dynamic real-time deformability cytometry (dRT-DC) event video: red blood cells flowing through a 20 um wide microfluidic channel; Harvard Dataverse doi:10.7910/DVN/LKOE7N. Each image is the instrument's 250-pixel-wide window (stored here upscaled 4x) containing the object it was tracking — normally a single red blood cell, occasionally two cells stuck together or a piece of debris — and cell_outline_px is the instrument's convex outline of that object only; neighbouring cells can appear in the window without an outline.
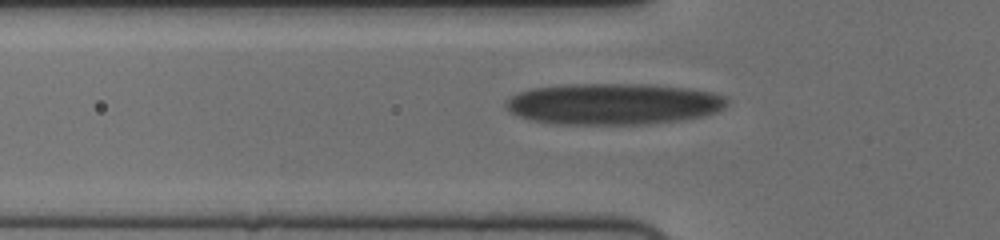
{"species": "human", "species_latin": "Homo sapiens", "temperature_condition": "cold", "stored_images_in_passage": 46, "camera_frame_rate_fps": 3000, "um_per_image_px": 0.085, "donor": {"sex": "female"}, "frame": {"image": 1, "passage_image": 11, "time_ms": 3.333, "image_size_px": [1000, 240], "cell_outline_px": [[728, 104], [724, 108], [716, 112], [704, 116], [680, 120], [648, 124], [552, 124], [532, 120], [520, 116], [512, 112], [504, 104], [504, 100], [520, 92], [532, 88], [568, 84], [648, 84], [692, 88], [716, 92], [724, 96], [728, 100]], "centroid_in_image_um": [52.19, 8.83], "position_along_channel_um": 73.6, "area_um2": 53.64}}
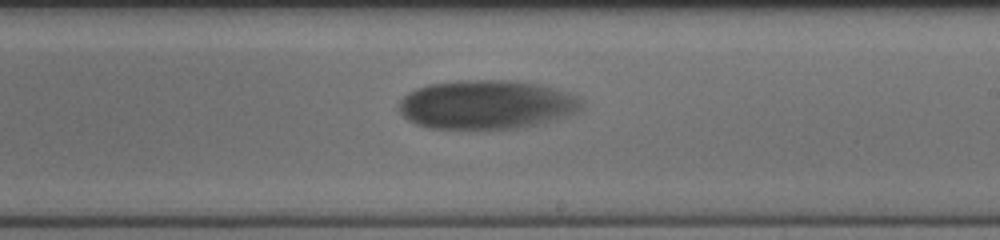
{"frame": {"image": 2, "passage_image": 26, "time_ms": 8.333, "image_size_px": [1000, 240], "cell_outline_px": [[584, 104], [580, 112], [544, 124], [520, 128], [428, 128], [416, 124], [408, 120], [396, 108], [400, 100], [408, 92], [416, 88], [428, 84], [460, 80], [508, 80], [540, 84], [556, 88], [580, 96], [584, 100]], "centroid_in_image_um": [41.42, 8.89], "position_along_channel_um": 247.6, "area_um2": 53.0}}
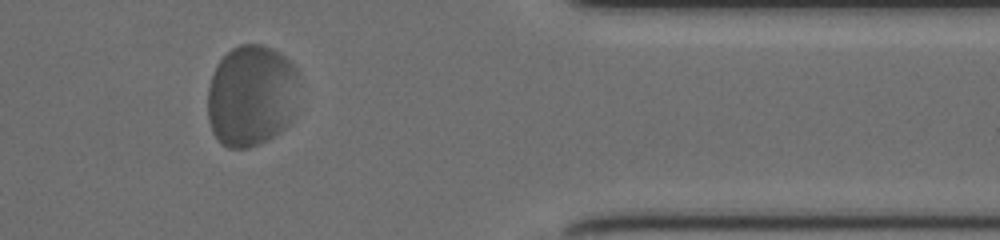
{"frame": {"image": 3, "passage_image": 40, "time_ms": 13.0, "image_size_px": [1000, 240], "cell_outline_px": [[296, 116], [280, 132], [268, 140], [260, 144], [248, 148], [228, 148], [220, 144], [212, 132], [208, 120], [208, 88], [216, 64], [232, 48], [240, 44], [260, 44], [272, 48], [280, 52], [296, 68]], "centroid_in_image_um": [21.36, 8.16], "position_along_channel_um": 390.0, "area_um2": 54.74}}